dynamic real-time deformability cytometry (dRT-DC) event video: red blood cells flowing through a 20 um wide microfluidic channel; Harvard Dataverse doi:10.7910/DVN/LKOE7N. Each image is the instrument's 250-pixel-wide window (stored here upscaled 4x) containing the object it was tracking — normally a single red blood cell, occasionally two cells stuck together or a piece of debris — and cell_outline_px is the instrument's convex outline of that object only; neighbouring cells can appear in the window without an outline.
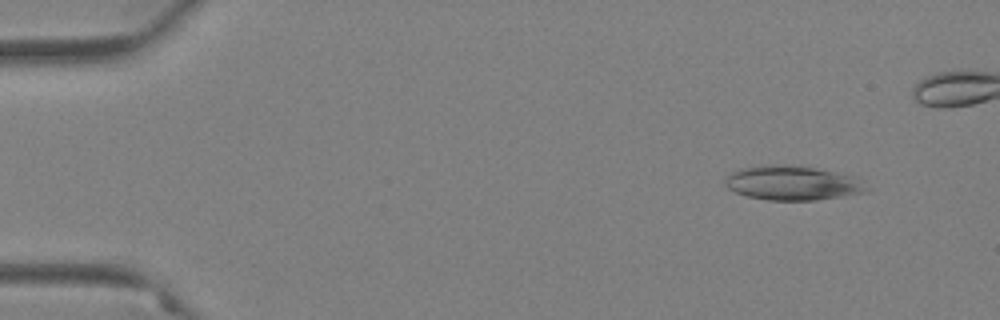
{"species": "Egyptian fruit bat (a non-hibernating species)", "species_latin": "Rousettus aegyptiacus", "temperature_condition": "warm", "stored_images_in_passage": 52, "camera_frame_rate_fps": 3000, "um_per_image_px": 0.085, "animal": {"sex": "female"}, "frame": {"image": 1, "passage_image": 6, "time_ms": 1.667, "image_size_px": [1000, 320], "cell_outline_px": [[868, 192], [816, 200], [768, 200], [748, 196], [736, 192], [728, 188], [724, 184], [724, 176], [728, 172], [740, 168], [764, 164], [800, 164], [852, 176], [868, 188]], "centroid_in_image_um": [67.28, 15.53], "position_along_channel_um": 17.7, "area_um2": 28.67}}
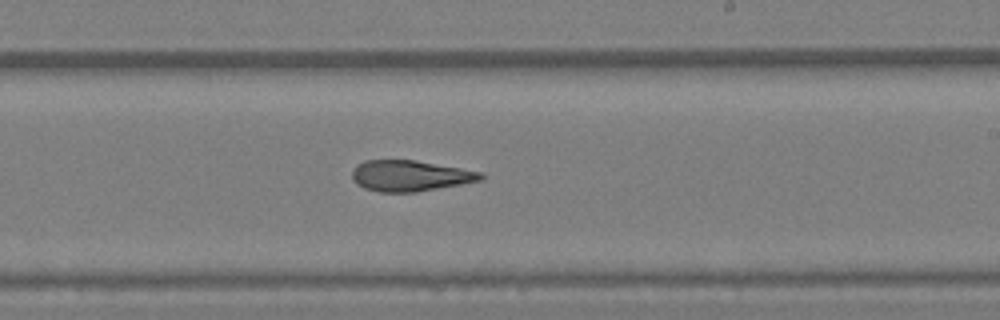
{"frame": {"image": 2, "passage_image": 35, "time_ms": 11.333, "image_size_px": [1000, 320], "cell_outline_px": [[484, 176], [480, 180], [460, 184], [416, 192], [380, 192], [364, 188], [356, 184], [352, 180], [352, 172], [356, 164], [364, 160], [416, 160], [484, 172]], "centroid_in_image_um": [34.82, 14.93], "position_along_channel_um": 254.2, "area_um2": 23.24}}
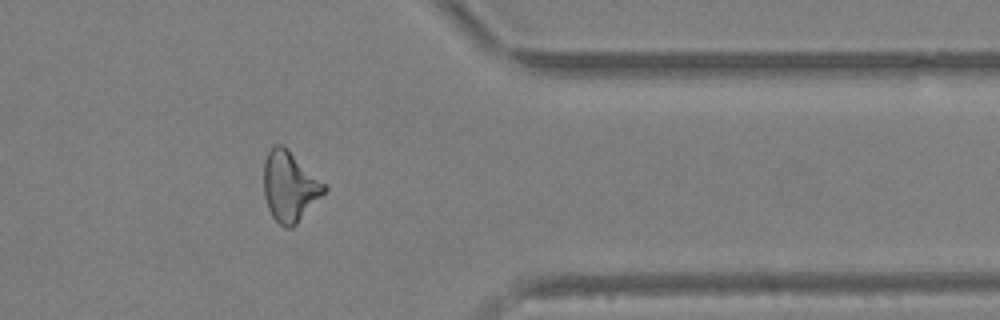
{"frame": {"image": 3, "passage_image": 47, "time_ms": 15.333, "image_size_px": [1000, 320], "cell_outline_px": [[328, 188], [296, 224], [292, 228], [284, 228], [272, 216], [268, 208], [264, 196], [264, 160], [272, 144], [280, 144], [324, 184]], "centroid_in_image_um": [24.57, 15.88], "position_along_channel_um": 386.8, "area_um2": 23.93}}